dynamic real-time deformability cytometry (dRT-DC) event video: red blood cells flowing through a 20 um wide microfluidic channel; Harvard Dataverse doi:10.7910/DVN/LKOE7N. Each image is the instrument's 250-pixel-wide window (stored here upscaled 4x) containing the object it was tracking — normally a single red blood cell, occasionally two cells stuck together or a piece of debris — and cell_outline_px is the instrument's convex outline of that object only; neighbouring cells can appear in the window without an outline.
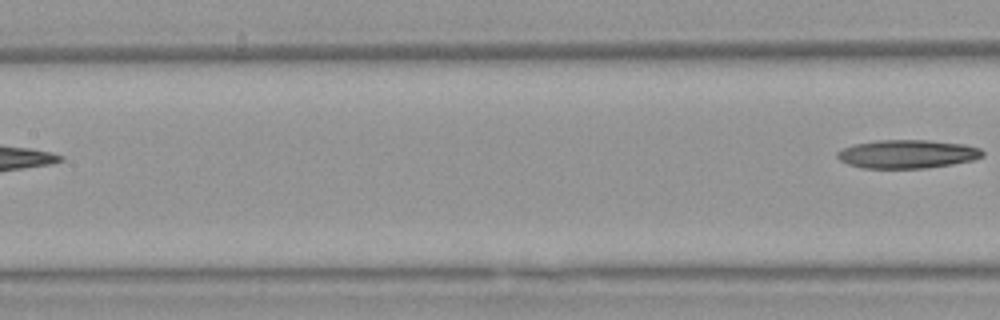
{"species": "Egyptian fruit bat (a non-hibernating species)", "species_latin": "Rousettus aegyptiacus", "temperature_condition": "warm", "stored_images_in_passage": 4, "segment_of_instrument_passage": [2, 2], "camera_frame_rate_fps": 3000, "um_per_image_px": 0.085, "animal": {"sex": "female"}, "frame": {"image": 1, "passage_image": 4, "time_ms": 1.0, "image_size_px": [1000, 320], "cell_outline_px": [[984, 156], [972, 160], [952, 164], [924, 168], [860, 168], [848, 164], [840, 160], [836, 156], [836, 152], [852, 144], [876, 140], [928, 140], [964, 144], [980, 148], [984, 152]], "centroid_in_image_um": [77.1, 13.09], "position_along_channel_um": 130.3, "area_um2": 24.22}}